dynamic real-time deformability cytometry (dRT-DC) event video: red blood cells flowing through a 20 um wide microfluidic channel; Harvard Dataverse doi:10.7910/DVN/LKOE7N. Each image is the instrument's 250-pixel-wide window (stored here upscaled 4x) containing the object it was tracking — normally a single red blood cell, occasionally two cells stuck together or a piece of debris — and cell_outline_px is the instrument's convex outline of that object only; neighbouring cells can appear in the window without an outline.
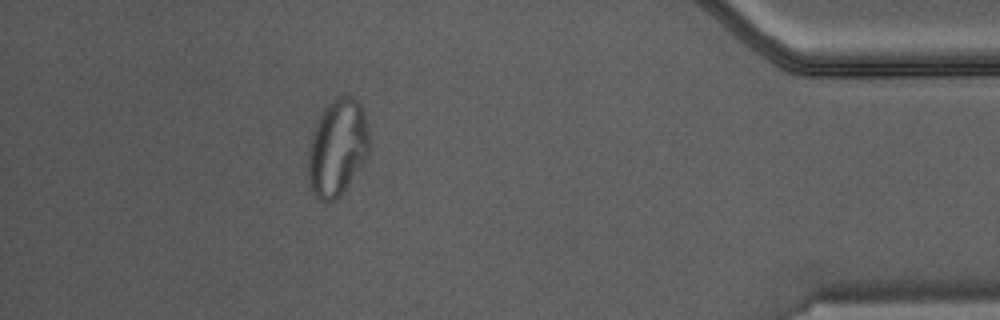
{"species": "Egyptian fruit bat (a non-hibernating species)", "species_latin": "Rousettus aegyptiacus", "temperature_condition": "warm", "stored_images_in_passage": 32, "camera_frame_rate_fps": 3000, "um_per_image_px": 0.085, "animal": {"sex": "male"}, "frame": {"image": 1, "passage_image": 28, "time_ms": 9.0, "image_size_px": [1000, 320], "cell_outline_px": [[372, 148], [368, 156], [340, 196], [336, 200], [328, 204], [324, 204], [316, 196], [312, 188], [308, 176], [308, 152], [312, 136], [316, 124], [324, 108], [336, 96], [352, 96], [360, 104], [364, 112], [372, 144]], "centroid_in_image_um": [28.71, 12.57], "position_along_channel_um": 406.5, "area_um2": 34.8}}